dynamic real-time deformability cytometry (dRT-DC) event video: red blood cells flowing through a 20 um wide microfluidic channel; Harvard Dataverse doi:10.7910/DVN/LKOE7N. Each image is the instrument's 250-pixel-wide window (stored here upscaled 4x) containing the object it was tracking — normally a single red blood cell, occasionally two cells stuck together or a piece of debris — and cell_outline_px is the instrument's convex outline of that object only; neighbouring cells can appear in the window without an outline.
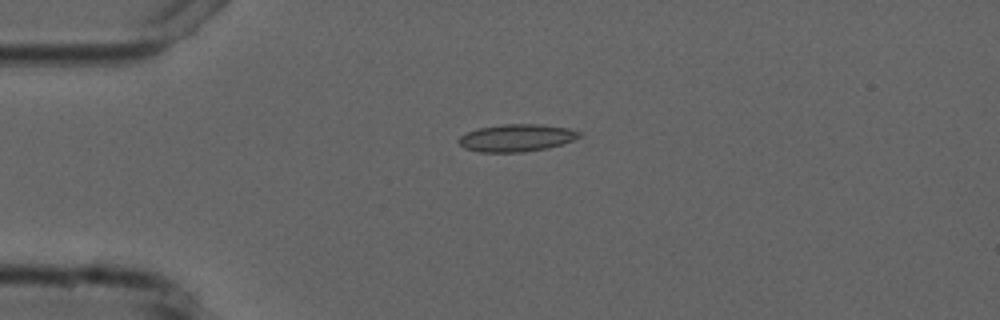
{"species": "common noctule bat (a hibernating species)", "species_latin": "Nyctalus noctula", "temperature_condition": "cold", "stored_images_in_passage": 8, "camera_frame_rate_fps": 3000, "um_per_image_px": 0.085, "animal": {"sex": "male", "forearm_length_mm": 52.5}, "frame": {"image": 1, "passage_image": 4, "time_ms": 3.667, "image_size_px": [1000, 320], "cell_outline_px": [[584, 136], [548, 148], [524, 152], [480, 152], [464, 148], [456, 140], [460, 136], [468, 132], [480, 128], [500, 124], [540, 124], [568, 128], [580, 132]], "centroid_in_image_um": [43.91, 11.72], "position_along_channel_um": 41.1, "area_um2": 19.25}}
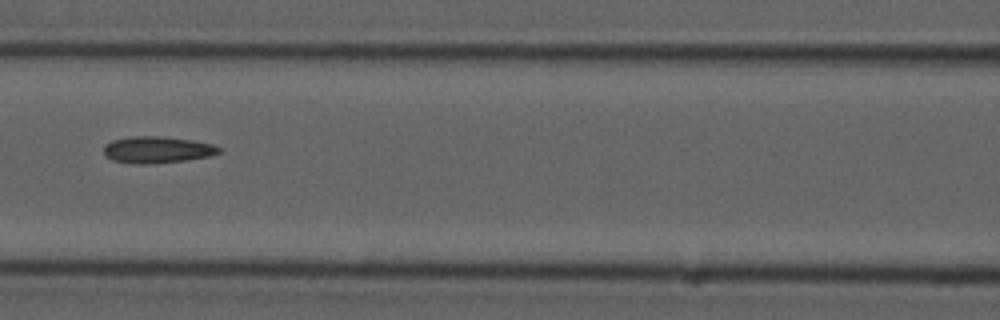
{"frame": {"image": 2, "passage_image": 7, "time_ms": 7.333, "image_size_px": [1000, 320], "cell_outline_px": [[224, 148], [220, 152], [208, 156], [184, 160], [148, 164], [132, 164], [112, 160], [104, 156], [104, 144], [112, 140], [128, 136], [160, 136], [192, 140], [212, 144]], "centroid_in_image_um": [13.32, 12.72], "position_along_channel_um": 153.3, "area_um2": 18.03}}
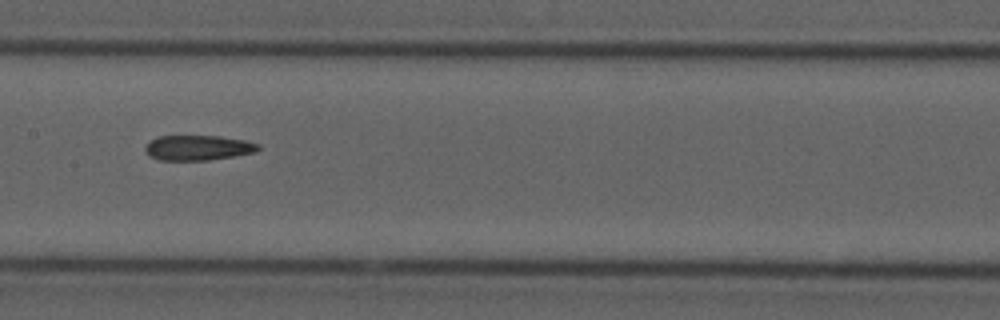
{"frame": {"image": 3, "passage_image": 8, "time_ms": 8.333, "image_size_px": [1000, 320], "cell_outline_px": [[260, 148], [252, 152], [236, 156], [208, 160], [160, 160], [148, 156], [144, 148], [152, 140], [160, 136], [220, 136], [244, 140], [260, 144]], "centroid_in_image_um": [16.83, 12.56], "position_along_channel_um": 190.6, "area_um2": 16.42}}